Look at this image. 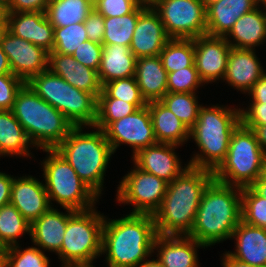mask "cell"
<instances>
[{
	"label": "cell",
	"instance_id": "1",
	"mask_svg": "<svg viewBox=\"0 0 266 267\" xmlns=\"http://www.w3.org/2000/svg\"><path fill=\"white\" fill-rule=\"evenodd\" d=\"M153 215L131 214L110 219L105 216L101 256L107 267H138L154 257L157 237Z\"/></svg>",
	"mask_w": 266,
	"mask_h": 267
},
{
	"label": "cell",
	"instance_id": "2",
	"mask_svg": "<svg viewBox=\"0 0 266 267\" xmlns=\"http://www.w3.org/2000/svg\"><path fill=\"white\" fill-rule=\"evenodd\" d=\"M213 180V171L189 165L168 183L164 199L153 214L157 234L188 235L193 228L204 190Z\"/></svg>",
	"mask_w": 266,
	"mask_h": 267
},
{
	"label": "cell",
	"instance_id": "3",
	"mask_svg": "<svg viewBox=\"0 0 266 267\" xmlns=\"http://www.w3.org/2000/svg\"><path fill=\"white\" fill-rule=\"evenodd\" d=\"M242 220L241 187L213 180L201 198L195 222L187 235L206 248L231 240Z\"/></svg>",
	"mask_w": 266,
	"mask_h": 267
},
{
	"label": "cell",
	"instance_id": "4",
	"mask_svg": "<svg viewBox=\"0 0 266 267\" xmlns=\"http://www.w3.org/2000/svg\"><path fill=\"white\" fill-rule=\"evenodd\" d=\"M209 105L201 106L198 119L190 129L189 139L199 151H193L187 162L192 167L214 172L225 160L232 133L241 123V106Z\"/></svg>",
	"mask_w": 266,
	"mask_h": 267
},
{
	"label": "cell",
	"instance_id": "5",
	"mask_svg": "<svg viewBox=\"0 0 266 267\" xmlns=\"http://www.w3.org/2000/svg\"><path fill=\"white\" fill-rule=\"evenodd\" d=\"M87 128L88 131L84 130ZM55 150L80 179L101 197L105 174L114 155L104 131L95 126H74Z\"/></svg>",
	"mask_w": 266,
	"mask_h": 267
},
{
	"label": "cell",
	"instance_id": "6",
	"mask_svg": "<svg viewBox=\"0 0 266 267\" xmlns=\"http://www.w3.org/2000/svg\"><path fill=\"white\" fill-rule=\"evenodd\" d=\"M12 112L36 150L55 149L74 125L57 109L39 97L25 83L18 91Z\"/></svg>",
	"mask_w": 266,
	"mask_h": 267
},
{
	"label": "cell",
	"instance_id": "7",
	"mask_svg": "<svg viewBox=\"0 0 266 267\" xmlns=\"http://www.w3.org/2000/svg\"><path fill=\"white\" fill-rule=\"evenodd\" d=\"M47 155L41 161L42 176L51 207L85 211L96 206L101 199L77 175L71 165L55 150L42 149Z\"/></svg>",
	"mask_w": 266,
	"mask_h": 267
},
{
	"label": "cell",
	"instance_id": "8",
	"mask_svg": "<svg viewBox=\"0 0 266 267\" xmlns=\"http://www.w3.org/2000/svg\"><path fill=\"white\" fill-rule=\"evenodd\" d=\"M266 172V155L252 129L240 123L232 133L225 160L213 172L214 180L231 186H251Z\"/></svg>",
	"mask_w": 266,
	"mask_h": 267
},
{
	"label": "cell",
	"instance_id": "9",
	"mask_svg": "<svg viewBox=\"0 0 266 267\" xmlns=\"http://www.w3.org/2000/svg\"><path fill=\"white\" fill-rule=\"evenodd\" d=\"M104 220V213L97 211L96 206L76 211L68 219L58 254L60 267H94L93 263L101 257Z\"/></svg>",
	"mask_w": 266,
	"mask_h": 267
},
{
	"label": "cell",
	"instance_id": "10",
	"mask_svg": "<svg viewBox=\"0 0 266 267\" xmlns=\"http://www.w3.org/2000/svg\"><path fill=\"white\" fill-rule=\"evenodd\" d=\"M27 84L74 126H94L97 98L93 94L73 87L49 69L33 76Z\"/></svg>",
	"mask_w": 266,
	"mask_h": 267
},
{
	"label": "cell",
	"instance_id": "11",
	"mask_svg": "<svg viewBox=\"0 0 266 267\" xmlns=\"http://www.w3.org/2000/svg\"><path fill=\"white\" fill-rule=\"evenodd\" d=\"M130 169L119 181L115 199L120 205L133 206L131 214L153 215L164 199L168 183L134 163Z\"/></svg>",
	"mask_w": 266,
	"mask_h": 267
},
{
	"label": "cell",
	"instance_id": "12",
	"mask_svg": "<svg viewBox=\"0 0 266 267\" xmlns=\"http://www.w3.org/2000/svg\"><path fill=\"white\" fill-rule=\"evenodd\" d=\"M152 7L170 39H195L207 34L206 8L200 0H158Z\"/></svg>",
	"mask_w": 266,
	"mask_h": 267
},
{
	"label": "cell",
	"instance_id": "13",
	"mask_svg": "<svg viewBox=\"0 0 266 267\" xmlns=\"http://www.w3.org/2000/svg\"><path fill=\"white\" fill-rule=\"evenodd\" d=\"M103 131L114 153L124 144L132 148L131 157L140 149L158 143L154 135L148 105L110 123Z\"/></svg>",
	"mask_w": 266,
	"mask_h": 267
},
{
	"label": "cell",
	"instance_id": "14",
	"mask_svg": "<svg viewBox=\"0 0 266 267\" xmlns=\"http://www.w3.org/2000/svg\"><path fill=\"white\" fill-rule=\"evenodd\" d=\"M0 46L8 57L12 74L27 83L33 76L48 69L49 52L8 30Z\"/></svg>",
	"mask_w": 266,
	"mask_h": 267
},
{
	"label": "cell",
	"instance_id": "15",
	"mask_svg": "<svg viewBox=\"0 0 266 267\" xmlns=\"http://www.w3.org/2000/svg\"><path fill=\"white\" fill-rule=\"evenodd\" d=\"M194 64L204 84L219 83L227 69L230 44L224 37L202 35L194 39Z\"/></svg>",
	"mask_w": 266,
	"mask_h": 267
},
{
	"label": "cell",
	"instance_id": "16",
	"mask_svg": "<svg viewBox=\"0 0 266 267\" xmlns=\"http://www.w3.org/2000/svg\"><path fill=\"white\" fill-rule=\"evenodd\" d=\"M178 145L157 143L155 145L140 149L131 159L141 170L151 173L167 183L172 182L186 168V164L176 152Z\"/></svg>",
	"mask_w": 266,
	"mask_h": 267
},
{
	"label": "cell",
	"instance_id": "17",
	"mask_svg": "<svg viewBox=\"0 0 266 267\" xmlns=\"http://www.w3.org/2000/svg\"><path fill=\"white\" fill-rule=\"evenodd\" d=\"M43 181L32 175L13 178L10 203L30 224L51 207Z\"/></svg>",
	"mask_w": 266,
	"mask_h": 267
},
{
	"label": "cell",
	"instance_id": "18",
	"mask_svg": "<svg viewBox=\"0 0 266 267\" xmlns=\"http://www.w3.org/2000/svg\"><path fill=\"white\" fill-rule=\"evenodd\" d=\"M169 40L160 15L148 6L138 17L130 51L137 59L159 56Z\"/></svg>",
	"mask_w": 266,
	"mask_h": 267
},
{
	"label": "cell",
	"instance_id": "19",
	"mask_svg": "<svg viewBox=\"0 0 266 267\" xmlns=\"http://www.w3.org/2000/svg\"><path fill=\"white\" fill-rule=\"evenodd\" d=\"M265 72L255 49L231 48L222 82L247 95Z\"/></svg>",
	"mask_w": 266,
	"mask_h": 267
},
{
	"label": "cell",
	"instance_id": "20",
	"mask_svg": "<svg viewBox=\"0 0 266 267\" xmlns=\"http://www.w3.org/2000/svg\"><path fill=\"white\" fill-rule=\"evenodd\" d=\"M201 243L187 235H157L153 254L164 267H201L198 249Z\"/></svg>",
	"mask_w": 266,
	"mask_h": 267
},
{
	"label": "cell",
	"instance_id": "21",
	"mask_svg": "<svg viewBox=\"0 0 266 267\" xmlns=\"http://www.w3.org/2000/svg\"><path fill=\"white\" fill-rule=\"evenodd\" d=\"M64 210L61 212L57 207H50L31 224L30 240L33 245L44 252L60 253L67 221L76 212L69 208Z\"/></svg>",
	"mask_w": 266,
	"mask_h": 267
},
{
	"label": "cell",
	"instance_id": "22",
	"mask_svg": "<svg viewBox=\"0 0 266 267\" xmlns=\"http://www.w3.org/2000/svg\"><path fill=\"white\" fill-rule=\"evenodd\" d=\"M7 30L48 52L53 51L54 27L45 12L8 13Z\"/></svg>",
	"mask_w": 266,
	"mask_h": 267
},
{
	"label": "cell",
	"instance_id": "23",
	"mask_svg": "<svg viewBox=\"0 0 266 267\" xmlns=\"http://www.w3.org/2000/svg\"><path fill=\"white\" fill-rule=\"evenodd\" d=\"M48 69L77 89L93 94L102 92L98 71L77 62L72 55L49 52Z\"/></svg>",
	"mask_w": 266,
	"mask_h": 267
},
{
	"label": "cell",
	"instance_id": "24",
	"mask_svg": "<svg viewBox=\"0 0 266 267\" xmlns=\"http://www.w3.org/2000/svg\"><path fill=\"white\" fill-rule=\"evenodd\" d=\"M234 251H226L232 258L254 266L266 267V229L249 225L242 220L232 233Z\"/></svg>",
	"mask_w": 266,
	"mask_h": 267
},
{
	"label": "cell",
	"instance_id": "25",
	"mask_svg": "<svg viewBox=\"0 0 266 267\" xmlns=\"http://www.w3.org/2000/svg\"><path fill=\"white\" fill-rule=\"evenodd\" d=\"M263 7V8H262ZM231 48L255 49L266 43V7L257 8L242 15L224 37Z\"/></svg>",
	"mask_w": 266,
	"mask_h": 267
},
{
	"label": "cell",
	"instance_id": "26",
	"mask_svg": "<svg viewBox=\"0 0 266 267\" xmlns=\"http://www.w3.org/2000/svg\"><path fill=\"white\" fill-rule=\"evenodd\" d=\"M260 0H219L206 8L207 34L225 37L235 22L257 8Z\"/></svg>",
	"mask_w": 266,
	"mask_h": 267
},
{
	"label": "cell",
	"instance_id": "27",
	"mask_svg": "<svg viewBox=\"0 0 266 267\" xmlns=\"http://www.w3.org/2000/svg\"><path fill=\"white\" fill-rule=\"evenodd\" d=\"M167 76L160 56L140 57L136 60L134 77L146 103L160 101L167 93Z\"/></svg>",
	"mask_w": 266,
	"mask_h": 267
},
{
	"label": "cell",
	"instance_id": "28",
	"mask_svg": "<svg viewBox=\"0 0 266 267\" xmlns=\"http://www.w3.org/2000/svg\"><path fill=\"white\" fill-rule=\"evenodd\" d=\"M158 143L182 146L190 141V130L160 101L147 103Z\"/></svg>",
	"mask_w": 266,
	"mask_h": 267
},
{
	"label": "cell",
	"instance_id": "29",
	"mask_svg": "<svg viewBox=\"0 0 266 267\" xmlns=\"http://www.w3.org/2000/svg\"><path fill=\"white\" fill-rule=\"evenodd\" d=\"M103 51L98 76L103 86L109 81L135 76L136 56L130 47L102 44Z\"/></svg>",
	"mask_w": 266,
	"mask_h": 267
},
{
	"label": "cell",
	"instance_id": "30",
	"mask_svg": "<svg viewBox=\"0 0 266 267\" xmlns=\"http://www.w3.org/2000/svg\"><path fill=\"white\" fill-rule=\"evenodd\" d=\"M31 148L34 147L12 110H0V157L31 159Z\"/></svg>",
	"mask_w": 266,
	"mask_h": 267
},
{
	"label": "cell",
	"instance_id": "31",
	"mask_svg": "<svg viewBox=\"0 0 266 267\" xmlns=\"http://www.w3.org/2000/svg\"><path fill=\"white\" fill-rule=\"evenodd\" d=\"M94 9L85 0H50L45 11L53 27L82 23Z\"/></svg>",
	"mask_w": 266,
	"mask_h": 267
},
{
	"label": "cell",
	"instance_id": "32",
	"mask_svg": "<svg viewBox=\"0 0 266 267\" xmlns=\"http://www.w3.org/2000/svg\"><path fill=\"white\" fill-rule=\"evenodd\" d=\"M148 6L140 4L132 13L120 17H104L102 44H119L130 47L139 15Z\"/></svg>",
	"mask_w": 266,
	"mask_h": 267
},
{
	"label": "cell",
	"instance_id": "33",
	"mask_svg": "<svg viewBox=\"0 0 266 267\" xmlns=\"http://www.w3.org/2000/svg\"><path fill=\"white\" fill-rule=\"evenodd\" d=\"M31 224L11 203L0 208V246L8 248L18 245L20 237L29 234Z\"/></svg>",
	"mask_w": 266,
	"mask_h": 267
},
{
	"label": "cell",
	"instance_id": "34",
	"mask_svg": "<svg viewBox=\"0 0 266 267\" xmlns=\"http://www.w3.org/2000/svg\"><path fill=\"white\" fill-rule=\"evenodd\" d=\"M194 53V39H170L159 56L167 73H172L191 66Z\"/></svg>",
	"mask_w": 266,
	"mask_h": 267
},
{
	"label": "cell",
	"instance_id": "35",
	"mask_svg": "<svg viewBox=\"0 0 266 267\" xmlns=\"http://www.w3.org/2000/svg\"><path fill=\"white\" fill-rule=\"evenodd\" d=\"M160 102L180 119L190 130L196 123L199 110L203 104H199L197 93L167 92Z\"/></svg>",
	"mask_w": 266,
	"mask_h": 267
},
{
	"label": "cell",
	"instance_id": "36",
	"mask_svg": "<svg viewBox=\"0 0 266 267\" xmlns=\"http://www.w3.org/2000/svg\"><path fill=\"white\" fill-rule=\"evenodd\" d=\"M97 98H117L134 104L138 109L147 105L134 76L105 83Z\"/></svg>",
	"mask_w": 266,
	"mask_h": 267
},
{
	"label": "cell",
	"instance_id": "37",
	"mask_svg": "<svg viewBox=\"0 0 266 267\" xmlns=\"http://www.w3.org/2000/svg\"><path fill=\"white\" fill-rule=\"evenodd\" d=\"M14 245L6 248L5 267H50L51 259L37 246L22 248Z\"/></svg>",
	"mask_w": 266,
	"mask_h": 267
},
{
	"label": "cell",
	"instance_id": "38",
	"mask_svg": "<svg viewBox=\"0 0 266 267\" xmlns=\"http://www.w3.org/2000/svg\"><path fill=\"white\" fill-rule=\"evenodd\" d=\"M138 108L117 98H97V116L94 126L104 130L110 123L134 113Z\"/></svg>",
	"mask_w": 266,
	"mask_h": 267
},
{
	"label": "cell",
	"instance_id": "39",
	"mask_svg": "<svg viewBox=\"0 0 266 267\" xmlns=\"http://www.w3.org/2000/svg\"><path fill=\"white\" fill-rule=\"evenodd\" d=\"M241 216L243 222L266 229V199L250 186L241 188Z\"/></svg>",
	"mask_w": 266,
	"mask_h": 267
},
{
	"label": "cell",
	"instance_id": "40",
	"mask_svg": "<svg viewBox=\"0 0 266 267\" xmlns=\"http://www.w3.org/2000/svg\"><path fill=\"white\" fill-rule=\"evenodd\" d=\"M88 40L84 22L65 27H54V48L56 53L72 55L81 43Z\"/></svg>",
	"mask_w": 266,
	"mask_h": 267
},
{
	"label": "cell",
	"instance_id": "41",
	"mask_svg": "<svg viewBox=\"0 0 266 267\" xmlns=\"http://www.w3.org/2000/svg\"><path fill=\"white\" fill-rule=\"evenodd\" d=\"M205 84L201 81L198 71L193 63L175 72L168 73L167 92L175 93H198Z\"/></svg>",
	"mask_w": 266,
	"mask_h": 267
},
{
	"label": "cell",
	"instance_id": "42",
	"mask_svg": "<svg viewBox=\"0 0 266 267\" xmlns=\"http://www.w3.org/2000/svg\"><path fill=\"white\" fill-rule=\"evenodd\" d=\"M24 84L13 74L0 75V110H12L16 95Z\"/></svg>",
	"mask_w": 266,
	"mask_h": 267
},
{
	"label": "cell",
	"instance_id": "43",
	"mask_svg": "<svg viewBox=\"0 0 266 267\" xmlns=\"http://www.w3.org/2000/svg\"><path fill=\"white\" fill-rule=\"evenodd\" d=\"M140 4L138 0H98L94 9L104 17H120L132 13Z\"/></svg>",
	"mask_w": 266,
	"mask_h": 267
},
{
	"label": "cell",
	"instance_id": "44",
	"mask_svg": "<svg viewBox=\"0 0 266 267\" xmlns=\"http://www.w3.org/2000/svg\"><path fill=\"white\" fill-rule=\"evenodd\" d=\"M103 47L102 44L86 40L77 47L72 56L77 62L98 71Z\"/></svg>",
	"mask_w": 266,
	"mask_h": 267
},
{
	"label": "cell",
	"instance_id": "45",
	"mask_svg": "<svg viewBox=\"0 0 266 267\" xmlns=\"http://www.w3.org/2000/svg\"><path fill=\"white\" fill-rule=\"evenodd\" d=\"M248 105L246 108H240L241 123L244 126L266 125V103H249Z\"/></svg>",
	"mask_w": 266,
	"mask_h": 267
},
{
	"label": "cell",
	"instance_id": "46",
	"mask_svg": "<svg viewBox=\"0 0 266 267\" xmlns=\"http://www.w3.org/2000/svg\"><path fill=\"white\" fill-rule=\"evenodd\" d=\"M84 26L88 40L102 44L105 28L104 16L93 9L84 21Z\"/></svg>",
	"mask_w": 266,
	"mask_h": 267
},
{
	"label": "cell",
	"instance_id": "47",
	"mask_svg": "<svg viewBox=\"0 0 266 267\" xmlns=\"http://www.w3.org/2000/svg\"><path fill=\"white\" fill-rule=\"evenodd\" d=\"M50 0H10L7 13L45 12Z\"/></svg>",
	"mask_w": 266,
	"mask_h": 267
},
{
	"label": "cell",
	"instance_id": "48",
	"mask_svg": "<svg viewBox=\"0 0 266 267\" xmlns=\"http://www.w3.org/2000/svg\"><path fill=\"white\" fill-rule=\"evenodd\" d=\"M14 175L0 171V208L10 203Z\"/></svg>",
	"mask_w": 266,
	"mask_h": 267
},
{
	"label": "cell",
	"instance_id": "49",
	"mask_svg": "<svg viewBox=\"0 0 266 267\" xmlns=\"http://www.w3.org/2000/svg\"><path fill=\"white\" fill-rule=\"evenodd\" d=\"M251 103H266V72L247 93Z\"/></svg>",
	"mask_w": 266,
	"mask_h": 267
},
{
	"label": "cell",
	"instance_id": "50",
	"mask_svg": "<svg viewBox=\"0 0 266 267\" xmlns=\"http://www.w3.org/2000/svg\"><path fill=\"white\" fill-rule=\"evenodd\" d=\"M253 130L257 138L258 144L266 155V125L263 126H246Z\"/></svg>",
	"mask_w": 266,
	"mask_h": 267
},
{
	"label": "cell",
	"instance_id": "51",
	"mask_svg": "<svg viewBox=\"0 0 266 267\" xmlns=\"http://www.w3.org/2000/svg\"><path fill=\"white\" fill-rule=\"evenodd\" d=\"M223 254V255H222ZM221 254V265L223 267H259L251 264H246L232 258L226 251Z\"/></svg>",
	"mask_w": 266,
	"mask_h": 267
},
{
	"label": "cell",
	"instance_id": "52",
	"mask_svg": "<svg viewBox=\"0 0 266 267\" xmlns=\"http://www.w3.org/2000/svg\"><path fill=\"white\" fill-rule=\"evenodd\" d=\"M258 195L266 199V172L250 186Z\"/></svg>",
	"mask_w": 266,
	"mask_h": 267
},
{
	"label": "cell",
	"instance_id": "53",
	"mask_svg": "<svg viewBox=\"0 0 266 267\" xmlns=\"http://www.w3.org/2000/svg\"><path fill=\"white\" fill-rule=\"evenodd\" d=\"M2 74H12V71L8 57L0 46V75Z\"/></svg>",
	"mask_w": 266,
	"mask_h": 267
},
{
	"label": "cell",
	"instance_id": "54",
	"mask_svg": "<svg viewBox=\"0 0 266 267\" xmlns=\"http://www.w3.org/2000/svg\"><path fill=\"white\" fill-rule=\"evenodd\" d=\"M149 257V259L145 260L141 265H139L138 267H164L163 264L157 259L151 258Z\"/></svg>",
	"mask_w": 266,
	"mask_h": 267
},
{
	"label": "cell",
	"instance_id": "55",
	"mask_svg": "<svg viewBox=\"0 0 266 267\" xmlns=\"http://www.w3.org/2000/svg\"><path fill=\"white\" fill-rule=\"evenodd\" d=\"M7 8L0 4V22H7Z\"/></svg>",
	"mask_w": 266,
	"mask_h": 267
},
{
	"label": "cell",
	"instance_id": "56",
	"mask_svg": "<svg viewBox=\"0 0 266 267\" xmlns=\"http://www.w3.org/2000/svg\"><path fill=\"white\" fill-rule=\"evenodd\" d=\"M6 32H7V22H0V44Z\"/></svg>",
	"mask_w": 266,
	"mask_h": 267
},
{
	"label": "cell",
	"instance_id": "57",
	"mask_svg": "<svg viewBox=\"0 0 266 267\" xmlns=\"http://www.w3.org/2000/svg\"><path fill=\"white\" fill-rule=\"evenodd\" d=\"M6 248H0V267H5Z\"/></svg>",
	"mask_w": 266,
	"mask_h": 267
},
{
	"label": "cell",
	"instance_id": "58",
	"mask_svg": "<svg viewBox=\"0 0 266 267\" xmlns=\"http://www.w3.org/2000/svg\"><path fill=\"white\" fill-rule=\"evenodd\" d=\"M141 4L146 6H153L158 0H138Z\"/></svg>",
	"mask_w": 266,
	"mask_h": 267
},
{
	"label": "cell",
	"instance_id": "59",
	"mask_svg": "<svg viewBox=\"0 0 266 267\" xmlns=\"http://www.w3.org/2000/svg\"><path fill=\"white\" fill-rule=\"evenodd\" d=\"M205 8L209 7L211 4L218 2L219 0H200Z\"/></svg>",
	"mask_w": 266,
	"mask_h": 267
},
{
	"label": "cell",
	"instance_id": "60",
	"mask_svg": "<svg viewBox=\"0 0 266 267\" xmlns=\"http://www.w3.org/2000/svg\"><path fill=\"white\" fill-rule=\"evenodd\" d=\"M9 2H10V0H0V4L5 6L6 8H8Z\"/></svg>",
	"mask_w": 266,
	"mask_h": 267
},
{
	"label": "cell",
	"instance_id": "61",
	"mask_svg": "<svg viewBox=\"0 0 266 267\" xmlns=\"http://www.w3.org/2000/svg\"><path fill=\"white\" fill-rule=\"evenodd\" d=\"M85 1H87L91 5L95 6L98 0H85Z\"/></svg>",
	"mask_w": 266,
	"mask_h": 267
}]
</instances>
